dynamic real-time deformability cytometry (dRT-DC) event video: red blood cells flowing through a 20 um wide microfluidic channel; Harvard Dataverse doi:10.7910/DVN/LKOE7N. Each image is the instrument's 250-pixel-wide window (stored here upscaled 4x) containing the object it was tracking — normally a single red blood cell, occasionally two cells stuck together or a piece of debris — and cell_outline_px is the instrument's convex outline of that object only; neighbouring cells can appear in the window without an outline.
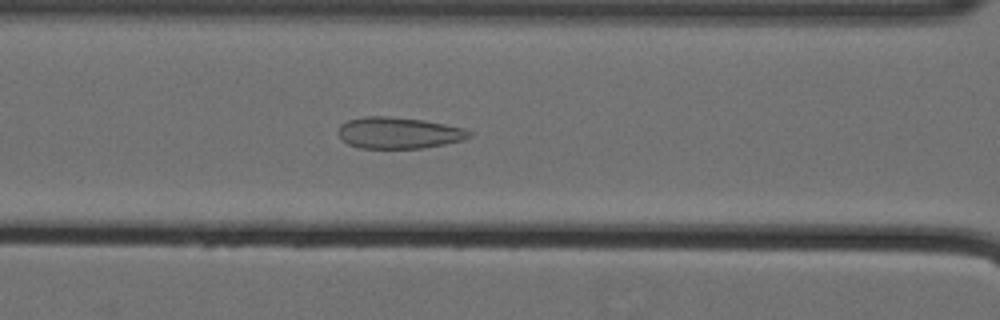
{"species": "Egyptian fruit bat (a non-hibernating species)", "species_latin": "Rousettus aegyptiacus", "temperature_condition": "cold", "stored_images_in_passage": 44, "camera_frame_rate_fps": 3000, "um_per_image_px": 0.085, "animal": {"sex": "female"}, "frame": {"image": 1, "passage_image": 17, "time_ms": 5.333, "image_size_px": [1000, 320], "cell_outline_px": [[472, 136], [464, 140], [424, 148], [360, 148], [348, 144], [336, 132], [340, 124], [348, 120], [368, 116], [388, 116], [424, 120], [464, 128], [472, 132]], "centroid_in_image_um": [33.9, 11.29], "position_along_channel_um": 132.7, "area_um2": 24.04}}
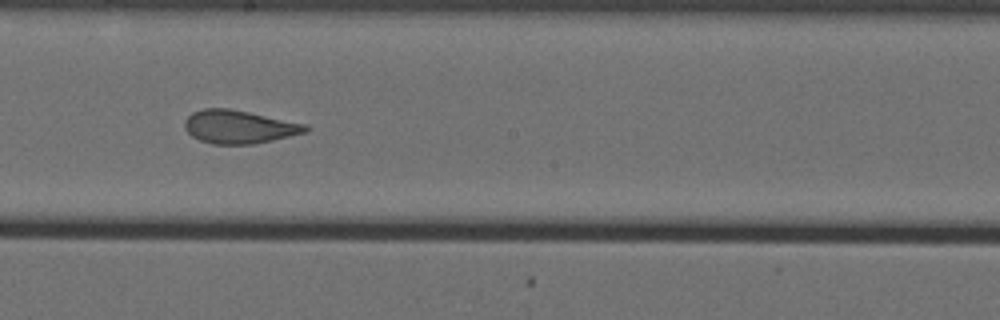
{"frame": {"image": 2, "passage_image": 25, "time_ms": 8.0, "image_size_px": [1000, 320], "cell_outline_px": [[312, 128], [308, 132], [272, 140], [252, 144], [212, 144], [200, 140], [192, 136], [184, 128], [184, 120], [192, 112], [204, 108], [228, 108], [308, 124]], "centroid_in_image_um": [20.34, 10.78], "position_along_channel_um": 227.9, "area_um2": 23.52}}
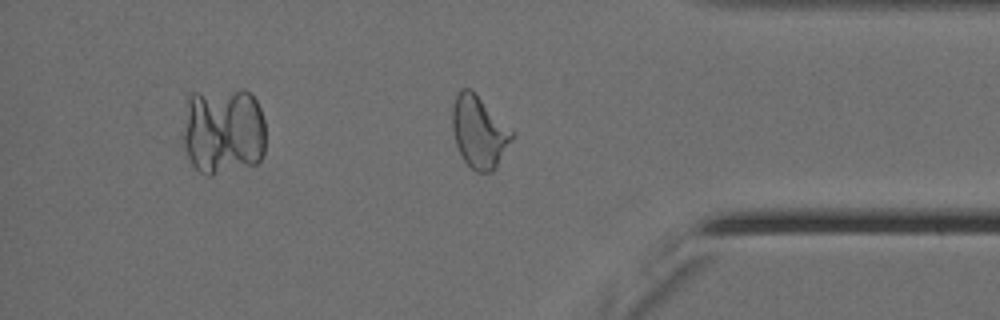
{"frame": {"image": 3, "passage_image": 40, "time_ms": 13.0, "image_size_px": [1000, 320], "cell_outline_px": [[516, 136], [496, 168], [492, 172], [476, 172], [464, 160], [456, 144], [452, 128], [452, 108], [456, 96], [460, 88], [472, 88], [516, 132]], "centroid_in_image_um": [40.78, 11.18], "position_along_channel_um": 394.4, "area_um2": 25.66}, "authors_computed_cell_mechanics": {"area_um2": 24.4205, "velocity_mm_per_s": 3.5695, "shape_relaxation_time_tau1_ms": null, "shape_relaxation_time_tau2_ms": 1.2544, "deformation_change_tau1": null, "deformation_change_tau2": 0.0929}}